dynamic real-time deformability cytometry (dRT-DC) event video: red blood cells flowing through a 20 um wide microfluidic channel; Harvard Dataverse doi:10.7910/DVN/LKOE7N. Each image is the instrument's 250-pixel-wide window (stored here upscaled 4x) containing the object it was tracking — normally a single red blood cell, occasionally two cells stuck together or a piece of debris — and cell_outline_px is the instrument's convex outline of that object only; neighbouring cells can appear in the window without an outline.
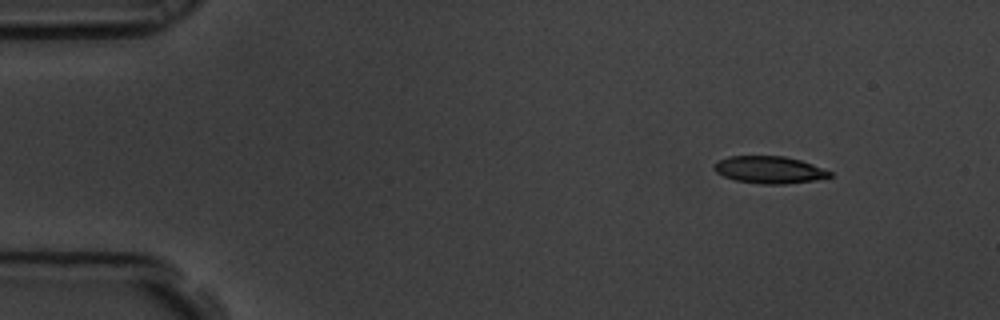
{"species": "common noctule bat (a hibernating species)", "species_latin": "Nyctalus noctula", "temperature_condition": "room temperature", "stored_images_in_passage": 4, "camera_frame_rate_fps": 3000, "um_per_image_px": 0.085, "animal": {"sex": "male", "body_mass_g": 19.5, "forearm_length_mm": 54.6}, "frame": {"image": 1, "passage_image": 1, "time_ms": 0.0, "image_size_px": [1000, 320], "cell_outline_px": [[832, 176], [812, 180], [784, 184], [760, 184], [736, 180], [724, 176], [716, 172], [712, 168], [720, 160], [728, 156], [784, 156], [800, 160], [812, 164], [832, 172]], "centroid_in_image_um": [65.38, 14.43], "position_along_channel_um": 19.6, "area_um2": 18.09}}